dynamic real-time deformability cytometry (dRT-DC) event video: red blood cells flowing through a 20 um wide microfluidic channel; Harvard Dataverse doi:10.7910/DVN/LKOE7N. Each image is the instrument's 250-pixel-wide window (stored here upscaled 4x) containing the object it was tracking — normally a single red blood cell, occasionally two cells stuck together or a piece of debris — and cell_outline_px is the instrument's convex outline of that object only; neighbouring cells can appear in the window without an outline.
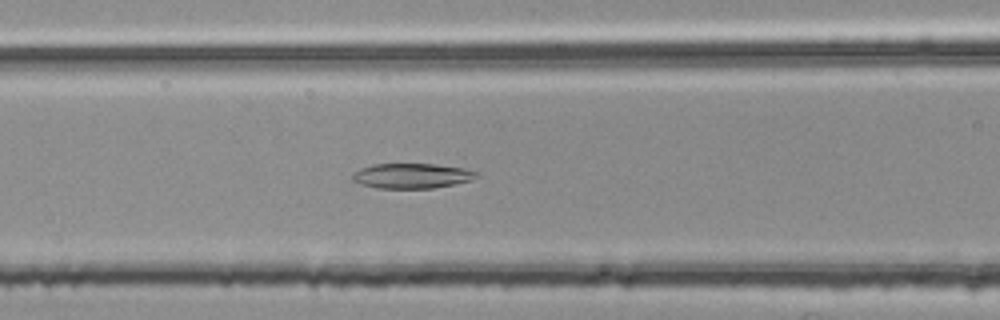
{"species": "common noctule bat (a hibernating species)", "species_latin": "Nyctalus noctula", "temperature_condition": "room temperature", "stored_images_in_passage": 45, "camera_frame_rate_fps": 3000, "um_per_image_px": 0.085, "animal": {"sex": "female", "body_mass_g": 25.1}, "frame": {"image": 1, "passage_image": 13, "time_ms": 4.0, "image_size_px": [1000, 320], "cell_outline_px": [[480, 176], [472, 180], [432, 188], [380, 188], [360, 184], [352, 180], [352, 176], [360, 168], [372, 164], [436, 164], [464, 168], [480, 172]], "centroid_in_image_um": [35.05, 14.94], "position_along_channel_um": 131.6, "area_um2": 18.09}}
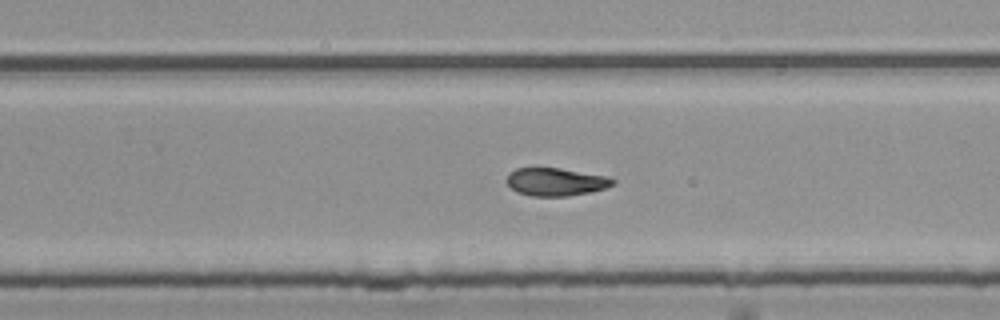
{"frame": {"image": 2, "passage_image": 25, "time_ms": 8.0, "image_size_px": [1000, 320], "cell_outline_px": [[616, 184], [592, 192], [568, 196], [532, 196], [516, 192], [504, 180], [508, 172], [516, 168], [560, 168], [608, 176], [616, 180]], "centroid_in_image_um": [47.24, 15.45], "position_along_channel_um": 282.6, "area_um2": 17.51}}
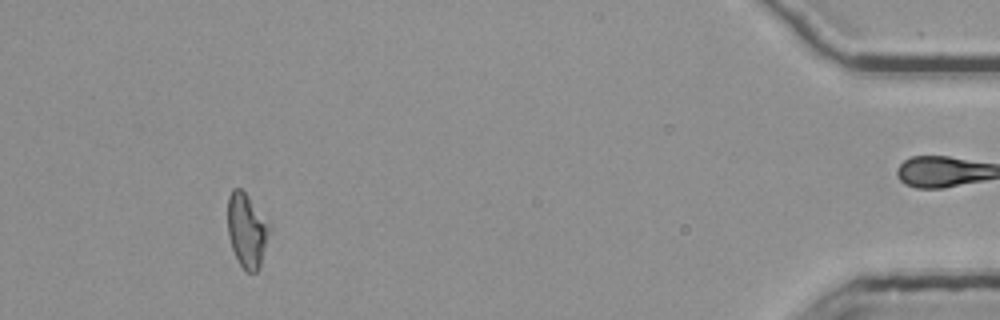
{"frame": {"image": 3, "passage_image": 41, "time_ms": 13.333, "image_size_px": [1000, 320], "cell_outline_px": [[272, 232], [260, 268], [256, 272], [248, 272], [240, 264], [232, 248], [228, 236], [228, 196], [232, 188], [240, 188], [248, 196], [272, 224]], "centroid_in_image_um": [21.04, 19.58], "position_along_channel_um": 414.2, "area_um2": 18.55}, "authors_computed_cell_mechanics": {"area_um2": 18.1492, "velocity_mm_per_s": 3.7819, "shape_relaxation_time_tau1_ms": null, "shape_relaxation_time_tau2_ms": 6.0832, "deformation_change_tau1": null, "deformation_change_tau2": 0.114}}